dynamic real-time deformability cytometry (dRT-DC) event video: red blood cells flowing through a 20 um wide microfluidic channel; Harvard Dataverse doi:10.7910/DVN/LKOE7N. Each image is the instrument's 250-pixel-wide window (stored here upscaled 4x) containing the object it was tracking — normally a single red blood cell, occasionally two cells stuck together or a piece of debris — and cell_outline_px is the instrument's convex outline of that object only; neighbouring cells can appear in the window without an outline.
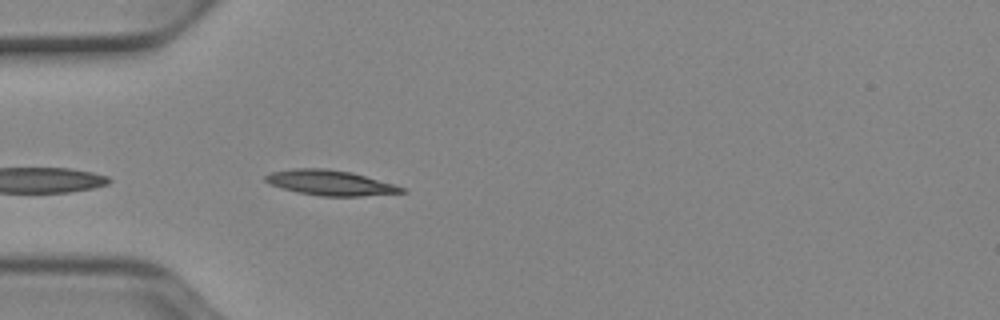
{"species": "Egyptian fruit bat (a non-hibernating species)", "species_latin": "Rousettus aegyptiacus", "temperature_condition": "cold", "stored_images_in_passage": 36, "camera_frame_rate_fps": 3000, "um_per_image_px": 0.085, "animal": {"sex": "female"}, "frame": {"image": 1, "passage_image": 6, "time_ms": 1.667, "image_size_px": [1000, 320], "cell_outline_px": [[408, 192], [360, 196], [320, 196], [296, 192], [268, 184], [264, 180], [264, 176], [272, 172], [292, 168], [328, 168], [352, 172], [396, 184], [404, 188]], "centroid_in_image_um": [28.07, 15.53], "position_along_channel_um": 56.9, "area_um2": 20.23}, "authors_computed_cell_mechanics": {"area_um2": 21.2126, "velocity_mm_per_s": 3.8647, "shape_relaxation_time_tau1_ms": 8.7826, "shape_relaxation_time_tau2_ms": 3.2545, "deformation_change_tau1": 0.1556, "deformation_change_tau2": 0.078}}